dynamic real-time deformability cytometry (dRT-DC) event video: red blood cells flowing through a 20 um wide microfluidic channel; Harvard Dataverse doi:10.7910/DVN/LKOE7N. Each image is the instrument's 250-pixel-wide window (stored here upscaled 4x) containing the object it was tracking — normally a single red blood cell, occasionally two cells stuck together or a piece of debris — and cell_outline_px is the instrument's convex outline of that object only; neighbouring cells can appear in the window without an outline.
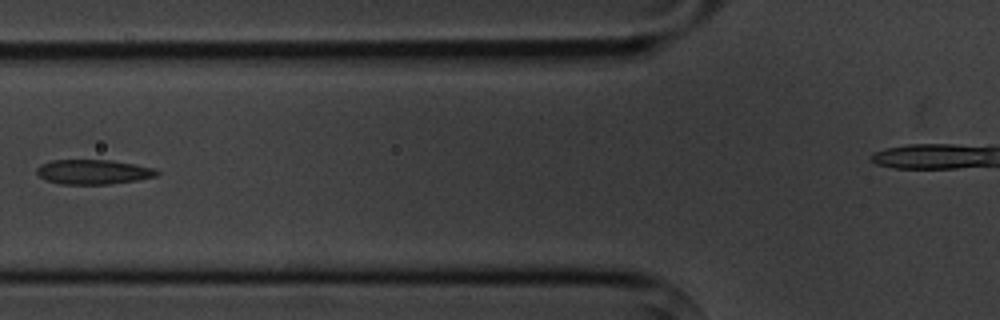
{"species": "common noctule bat (a hibernating species)", "species_latin": "Nyctalus noctula", "temperature_condition": "cold", "stored_images_in_passage": 5, "camera_frame_rate_fps": 3000, "um_per_image_px": 0.085, "animal": {"sex": "male", "body_mass_g": 20.1, "forearm_length_mm": 53.5}, "frame": {"image": 1, "passage_image": 5, "time_ms": 4.667, "image_size_px": [1000, 320], "cell_outline_px": [[160, 172], [156, 176], [136, 180], [108, 184], [60, 184], [44, 180], [36, 172], [36, 168], [40, 164], [52, 160], [112, 160], [136, 164], [156, 168]], "centroid_in_image_um": [7.92, 14.6], "position_along_channel_um": 117.9, "area_um2": 17.4}}